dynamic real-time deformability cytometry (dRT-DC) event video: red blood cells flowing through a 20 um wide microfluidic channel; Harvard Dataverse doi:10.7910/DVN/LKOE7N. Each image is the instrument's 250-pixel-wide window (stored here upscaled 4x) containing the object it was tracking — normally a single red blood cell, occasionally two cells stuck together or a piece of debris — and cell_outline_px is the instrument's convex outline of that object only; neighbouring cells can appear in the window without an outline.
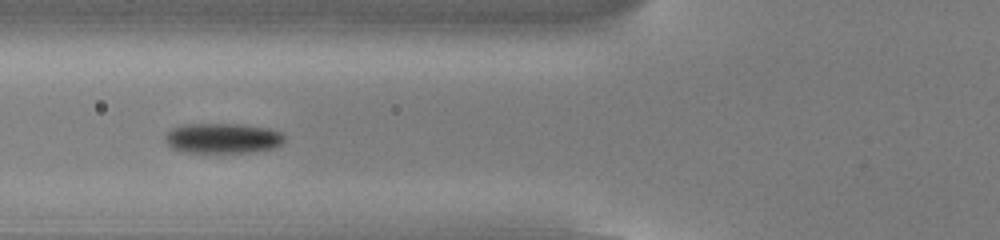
{"species": "common noctule bat (a hibernating species)", "species_latin": "Nyctalus noctula", "temperature_condition": "cold", "stored_images_in_passage": 18, "camera_frame_rate_fps": 3000, "um_per_image_px": 0.085, "animal": {"sex": "male", "body_mass_g": 13.0, "forearm_length_mm": 53.1}, "frame": {"image": 1, "passage_image": 6, "time_ms": 1.667, "image_size_px": [1000, 240], "cell_outline_px": [[284, 140], [276, 148], [256, 152], [180, 152], [172, 148], [164, 140], [164, 136], [172, 128], [184, 124], [240, 124], [268, 128], [280, 132], [284, 136]], "centroid_in_image_um": [18.92, 11.75], "position_along_channel_um": 106.9, "area_um2": 21.1}}
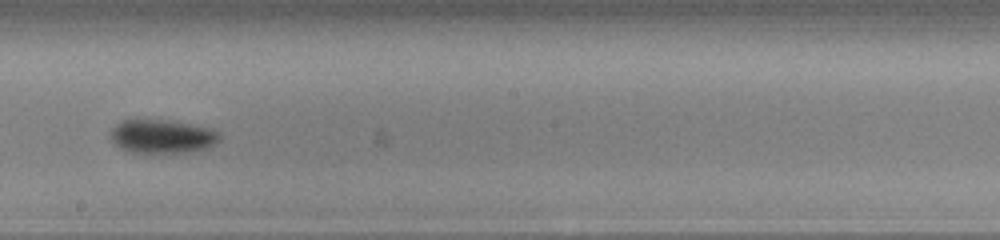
{"frame": {"image": 2, "passage_image": 16, "time_ms": 5.0, "image_size_px": [1000, 240], "cell_outline_px": [[220, 140], [216, 144], [208, 148], [188, 152], [132, 152], [120, 148], [108, 136], [108, 132], [116, 124], [124, 120], [164, 120], [212, 128], [220, 132]], "centroid_in_image_um": [13.79, 11.59], "position_along_channel_um": 234.4, "area_um2": 21.39}}